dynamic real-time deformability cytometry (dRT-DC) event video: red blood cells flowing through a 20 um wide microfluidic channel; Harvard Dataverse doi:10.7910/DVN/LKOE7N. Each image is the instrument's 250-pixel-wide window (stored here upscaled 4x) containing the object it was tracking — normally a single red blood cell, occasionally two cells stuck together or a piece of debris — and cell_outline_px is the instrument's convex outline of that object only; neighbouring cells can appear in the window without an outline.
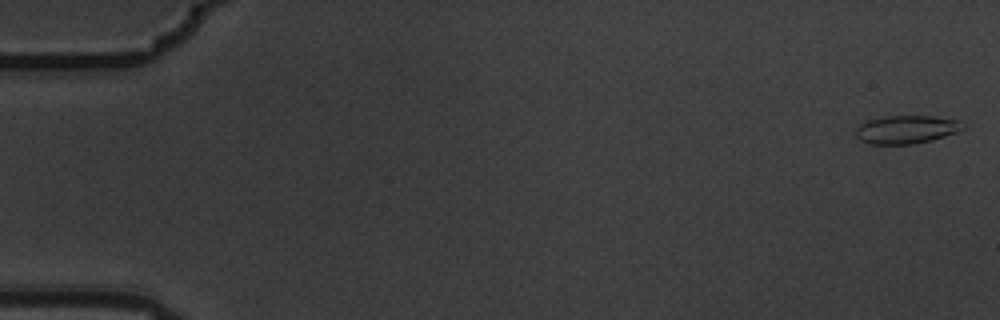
{"species": "common noctule bat (a hibernating species)", "species_latin": "Nyctalus noctula", "temperature_condition": "warm", "stored_images_in_passage": 5, "camera_frame_rate_fps": 3000, "um_per_image_px": 0.085, "animal": {"sex": "male", "body_mass_g": 19.5, "forearm_length_mm": 54.6}, "frame": {"image": 1, "passage_image": 1, "time_ms": 0.0, "image_size_px": [1000, 320], "cell_outline_px": [[964, 128], [956, 132], [932, 140], [912, 144], [868, 144], [860, 140], [856, 136], [856, 128], [860, 124], [868, 120], [884, 116], [932, 116], [956, 120]], "centroid_in_image_um": [76.97, 11.01], "position_along_channel_um": 8.0, "area_um2": 17.4}}
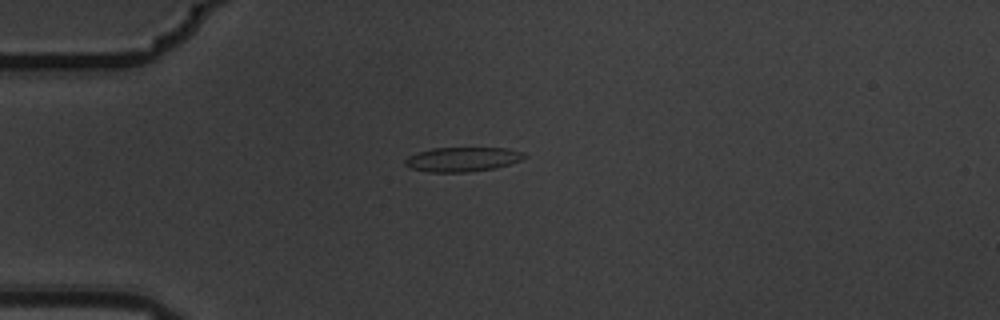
{"frame": {"image": 2, "passage_image": 5, "time_ms": 1.333, "image_size_px": [1000, 320], "cell_outline_px": [[528, 156], [520, 160], [496, 168], [468, 172], [428, 172], [412, 168], [404, 164], [404, 160], [408, 156], [432, 148], [508, 148], [524, 152]], "centroid_in_image_um": [39.33, 13.54], "position_along_channel_um": 45.7, "area_um2": 16.94}}